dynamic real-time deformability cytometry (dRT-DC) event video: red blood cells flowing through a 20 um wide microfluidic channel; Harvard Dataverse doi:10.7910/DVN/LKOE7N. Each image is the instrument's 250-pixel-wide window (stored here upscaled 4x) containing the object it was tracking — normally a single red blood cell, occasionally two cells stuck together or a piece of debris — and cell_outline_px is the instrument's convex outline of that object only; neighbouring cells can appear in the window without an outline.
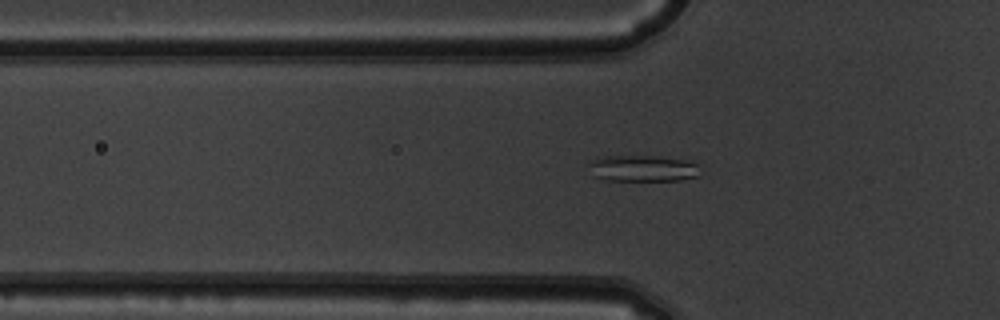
{"species": "common noctule bat (a hibernating species)", "species_latin": "Nyctalus noctula", "temperature_condition": "warm", "stored_images_in_passage": 36, "camera_frame_rate_fps": 3000, "um_per_image_px": 0.085, "animal": {"sex": "male", "body_mass_g": 19.5, "forearm_length_mm": 54.6}, "frame": {"image": 1, "passage_image": 7, "time_ms": 2.0, "image_size_px": [1000, 320], "cell_outline_px": [[700, 176], [680, 180], [608, 180], [592, 176], [588, 164], [592, 160], [604, 156], [660, 156], [692, 160], [696, 164]], "centroid_in_image_um": [54.65, 14.3], "position_along_channel_um": 71.1, "area_um2": 17.22}}
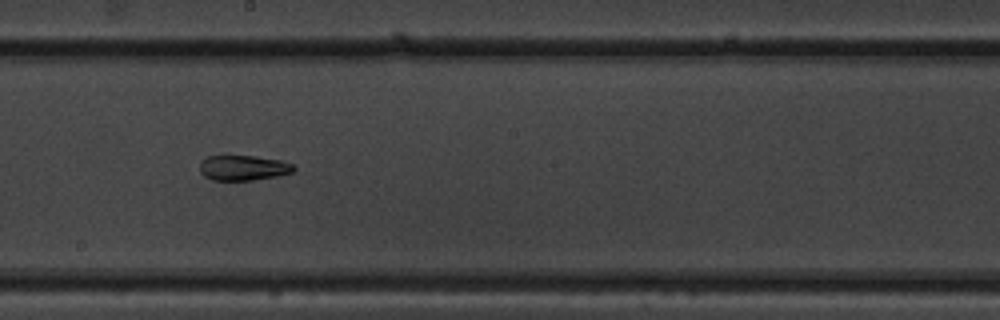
{"frame": {"image": 2, "passage_image": 19, "time_ms": 6.0, "image_size_px": [1000, 320], "cell_outline_px": [[296, 168], [292, 172], [276, 176], [252, 180], [212, 180], [204, 176], [200, 172], [200, 160], [208, 156], [252, 156], [280, 160], [292, 164]], "centroid_in_image_um": [20.64, 14.26], "position_along_channel_um": 227.6, "area_um2": 13.7}}
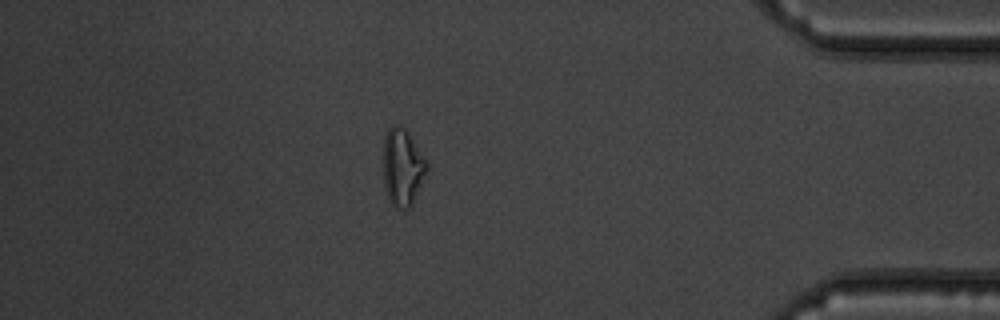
{"frame": {"image": 3, "passage_image": 35, "time_ms": 11.333, "image_size_px": [1000, 320], "cell_outline_px": [[428, 168], [412, 204], [408, 208], [396, 208], [392, 204], [388, 196], [384, 184], [384, 136], [388, 128], [392, 124], [400, 124], [408, 132], [428, 160]], "centroid_in_image_um": [34.23, 14.16], "position_along_channel_um": 401.0, "area_um2": 19.59}}